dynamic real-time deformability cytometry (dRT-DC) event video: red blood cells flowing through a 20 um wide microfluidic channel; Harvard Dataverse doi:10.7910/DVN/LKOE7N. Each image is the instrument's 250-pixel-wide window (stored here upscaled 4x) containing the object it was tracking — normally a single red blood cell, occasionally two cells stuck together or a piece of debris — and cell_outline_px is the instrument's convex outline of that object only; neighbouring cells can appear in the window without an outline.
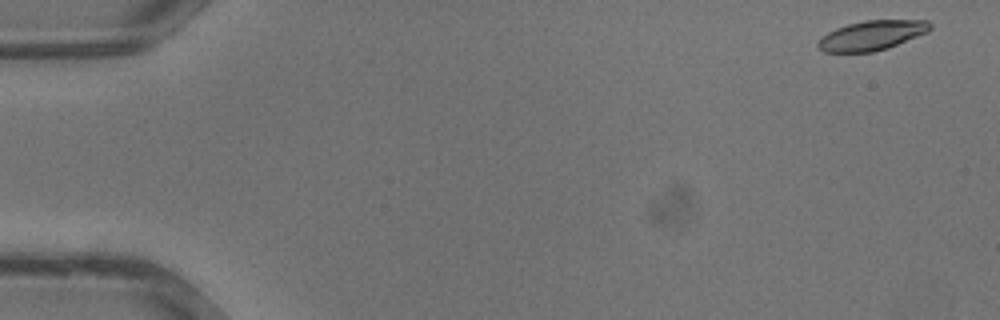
{"species": "common noctule bat (a hibernating species)", "species_latin": "Nyctalus noctula", "temperature_condition": "warm", "stored_images_in_passage": 13, "camera_frame_rate_fps": 3000, "um_per_image_px": 0.085, "animal": {"sex": "male", "body_mass_g": 13.3}, "frame": {"image": 1, "passage_image": 1, "time_ms": 0.0, "image_size_px": [1000, 320], "cell_outline_px": [[932, 28], [928, 32], [888, 48], [872, 52], [824, 52], [816, 48], [816, 44], [820, 36], [836, 28], [848, 24], [864, 20], [928, 20], [932, 24]], "centroid_in_image_um": [74.08, 3.01], "position_along_channel_um": 10.9, "area_um2": 19.59}}
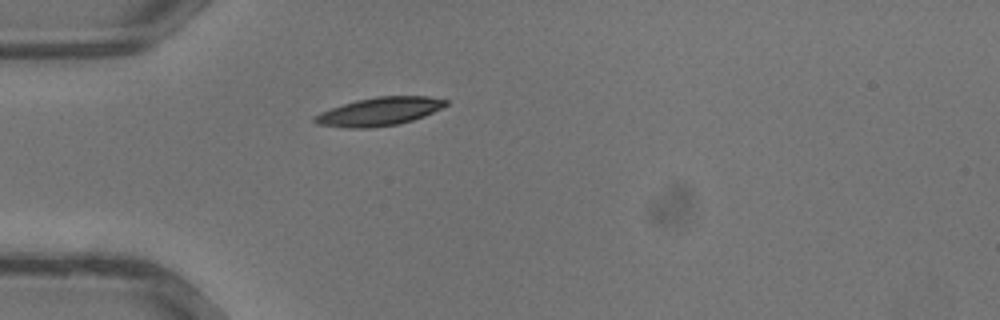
{"frame": {"image": 2, "passage_image": 10, "time_ms": 3.0, "image_size_px": [1000, 320], "cell_outline_px": [[448, 104], [424, 116], [412, 120], [396, 124], [372, 128], [344, 128], [316, 124], [312, 120], [312, 116], [320, 112], [356, 100], [376, 96], [428, 96], [448, 100]], "centroid_in_image_um": [32.2, 9.48], "position_along_channel_um": 52.8, "area_um2": 21.62}}
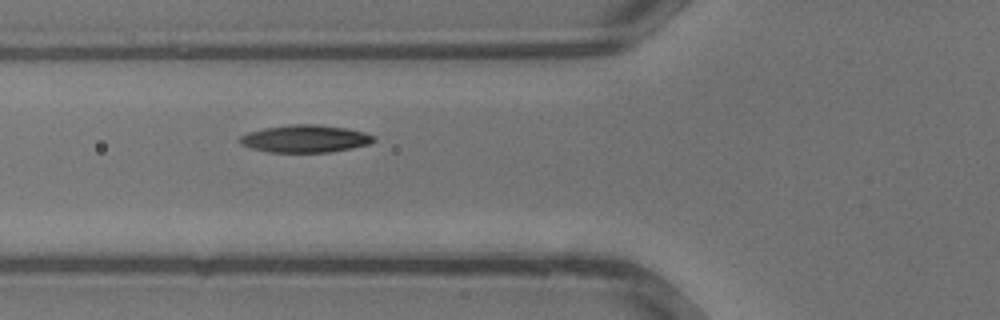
{"frame": {"image": 3, "passage_image": 13, "time_ms": 4.0, "image_size_px": [1000, 320], "cell_outline_px": [[376, 140], [368, 144], [352, 148], [328, 152], [268, 152], [252, 148], [240, 144], [236, 140], [240, 136], [248, 132], [264, 128], [288, 124], [316, 124], [348, 128], [364, 132], [376, 136]], "centroid_in_image_um": [25.92, 11.78], "position_along_channel_um": 99.9, "area_um2": 21.62}}